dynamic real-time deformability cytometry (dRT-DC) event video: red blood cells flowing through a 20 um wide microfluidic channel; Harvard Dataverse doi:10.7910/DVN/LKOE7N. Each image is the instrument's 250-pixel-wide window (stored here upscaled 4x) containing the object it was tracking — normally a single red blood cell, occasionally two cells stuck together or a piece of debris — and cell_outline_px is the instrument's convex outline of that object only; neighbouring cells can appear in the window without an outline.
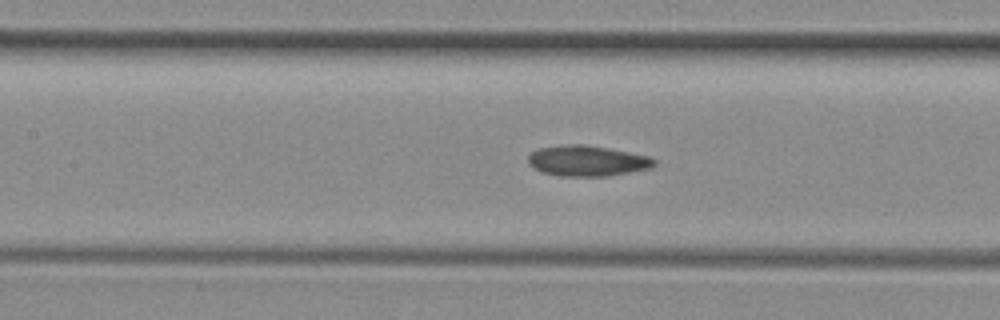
{"species": "common noctule bat (a hibernating species)", "species_latin": "Nyctalus noctula", "temperature_condition": "room temperature", "stored_images_in_passage": 7, "camera_frame_rate_fps": 3000, "um_per_image_px": 0.085, "animal": {"sex": "female", "body_mass_g": 29.2, "forearm_length_mm": 56.3}, "frame": {"image": 1, "passage_image": 7, "time_ms": 7.0, "image_size_px": [1000, 320], "cell_outline_px": [[656, 164], [648, 168], [608, 176], [560, 176], [540, 172], [528, 164], [528, 156], [532, 152], [540, 148], [564, 144], [584, 144], [608, 148], [648, 156], [656, 160]], "centroid_in_image_um": [49.87, 13.67], "position_along_channel_um": 157.5, "area_um2": 22.43}}